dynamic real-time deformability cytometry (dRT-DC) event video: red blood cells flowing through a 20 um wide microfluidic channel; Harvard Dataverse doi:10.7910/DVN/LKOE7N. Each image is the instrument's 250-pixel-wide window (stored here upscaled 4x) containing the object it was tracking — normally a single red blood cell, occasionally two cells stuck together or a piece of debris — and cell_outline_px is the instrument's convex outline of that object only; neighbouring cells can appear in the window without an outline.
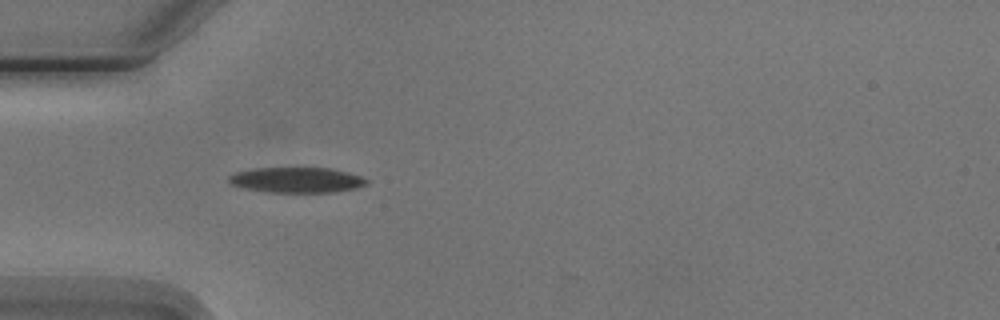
{"species": "Egyptian fruit bat (a non-hibernating species)", "species_latin": "Rousettus aegyptiacus", "temperature_condition": "cold", "stored_images_in_passage": 4, "camera_frame_rate_fps": 3000, "um_per_image_px": 0.085, "animal": {"sex": "male"}, "frame": {"image": 1, "passage_image": 4, "time_ms": 3.667, "image_size_px": [1000, 320], "cell_outline_px": [[368, 184], [356, 188], [332, 192], [264, 192], [232, 184], [228, 180], [228, 176], [236, 172], [256, 168], [328, 168], [360, 176], [368, 180]], "centroid_in_image_um": [25.22, 15.3], "position_along_channel_um": 59.8, "area_um2": 20.06}}